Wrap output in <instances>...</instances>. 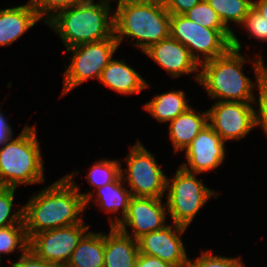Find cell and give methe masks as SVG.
Wrapping results in <instances>:
<instances>
[{
  "label": "cell",
  "mask_w": 267,
  "mask_h": 267,
  "mask_svg": "<svg viewBox=\"0 0 267 267\" xmlns=\"http://www.w3.org/2000/svg\"><path fill=\"white\" fill-rule=\"evenodd\" d=\"M72 172L41 189L23 208V222L28 239L35 234L83 221L85 200L75 184Z\"/></svg>",
  "instance_id": "6da1fadb"
},
{
  "label": "cell",
  "mask_w": 267,
  "mask_h": 267,
  "mask_svg": "<svg viewBox=\"0 0 267 267\" xmlns=\"http://www.w3.org/2000/svg\"><path fill=\"white\" fill-rule=\"evenodd\" d=\"M239 38L233 34L231 48L222 56L200 64L198 83L207 91L211 99L231 102H254L252 89L256 88L260 79V64L252 59L256 76V84L243 73V64L246 63ZM219 98V99H218Z\"/></svg>",
  "instance_id": "7a4b0ae2"
},
{
  "label": "cell",
  "mask_w": 267,
  "mask_h": 267,
  "mask_svg": "<svg viewBox=\"0 0 267 267\" xmlns=\"http://www.w3.org/2000/svg\"><path fill=\"white\" fill-rule=\"evenodd\" d=\"M114 12V36L120 45L124 37L136 40L142 52L170 36L171 14L161 0H120Z\"/></svg>",
  "instance_id": "3957f363"
},
{
  "label": "cell",
  "mask_w": 267,
  "mask_h": 267,
  "mask_svg": "<svg viewBox=\"0 0 267 267\" xmlns=\"http://www.w3.org/2000/svg\"><path fill=\"white\" fill-rule=\"evenodd\" d=\"M110 4L109 0H87L58 11L46 24L59 34L66 49L111 38L114 15Z\"/></svg>",
  "instance_id": "277c9868"
},
{
  "label": "cell",
  "mask_w": 267,
  "mask_h": 267,
  "mask_svg": "<svg viewBox=\"0 0 267 267\" xmlns=\"http://www.w3.org/2000/svg\"><path fill=\"white\" fill-rule=\"evenodd\" d=\"M36 125H26L15 139L0 147V186L44 183V171Z\"/></svg>",
  "instance_id": "5b68a950"
},
{
  "label": "cell",
  "mask_w": 267,
  "mask_h": 267,
  "mask_svg": "<svg viewBox=\"0 0 267 267\" xmlns=\"http://www.w3.org/2000/svg\"><path fill=\"white\" fill-rule=\"evenodd\" d=\"M196 175L179 167L172 179L167 177L166 204L172 223L189 227L207 200L218 197L219 194L206 187Z\"/></svg>",
  "instance_id": "8992f818"
},
{
  "label": "cell",
  "mask_w": 267,
  "mask_h": 267,
  "mask_svg": "<svg viewBox=\"0 0 267 267\" xmlns=\"http://www.w3.org/2000/svg\"><path fill=\"white\" fill-rule=\"evenodd\" d=\"M170 36L201 64L224 55L231 48L233 33L229 29L206 28L185 15H171Z\"/></svg>",
  "instance_id": "52a82bcc"
},
{
  "label": "cell",
  "mask_w": 267,
  "mask_h": 267,
  "mask_svg": "<svg viewBox=\"0 0 267 267\" xmlns=\"http://www.w3.org/2000/svg\"><path fill=\"white\" fill-rule=\"evenodd\" d=\"M119 44L115 36L100 41L85 43L66 49L72 53L69 66L63 73V90L61 96L89 79H100L102 70L113 58Z\"/></svg>",
  "instance_id": "ba28073f"
},
{
  "label": "cell",
  "mask_w": 267,
  "mask_h": 267,
  "mask_svg": "<svg viewBox=\"0 0 267 267\" xmlns=\"http://www.w3.org/2000/svg\"><path fill=\"white\" fill-rule=\"evenodd\" d=\"M125 160L127 168L121 169V176L129 184L132 196L164 198L167 176L140 141L131 146Z\"/></svg>",
  "instance_id": "9c48e42d"
},
{
  "label": "cell",
  "mask_w": 267,
  "mask_h": 267,
  "mask_svg": "<svg viewBox=\"0 0 267 267\" xmlns=\"http://www.w3.org/2000/svg\"><path fill=\"white\" fill-rule=\"evenodd\" d=\"M90 226L81 223L43 231L29 240V248L39 257L58 267H65L78 242Z\"/></svg>",
  "instance_id": "30bf717a"
},
{
  "label": "cell",
  "mask_w": 267,
  "mask_h": 267,
  "mask_svg": "<svg viewBox=\"0 0 267 267\" xmlns=\"http://www.w3.org/2000/svg\"><path fill=\"white\" fill-rule=\"evenodd\" d=\"M254 102L215 101L208 111V124L226 143L242 140L255 128Z\"/></svg>",
  "instance_id": "8fae6325"
},
{
  "label": "cell",
  "mask_w": 267,
  "mask_h": 267,
  "mask_svg": "<svg viewBox=\"0 0 267 267\" xmlns=\"http://www.w3.org/2000/svg\"><path fill=\"white\" fill-rule=\"evenodd\" d=\"M162 199L132 196L127 214L116 228L136 240L144 234L163 229L168 225L165 223L168 210ZM127 227L132 228V235L127 231Z\"/></svg>",
  "instance_id": "7c38bea8"
},
{
  "label": "cell",
  "mask_w": 267,
  "mask_h": 267,
  "mask_svg": "<svg viewBox=\"0 0 267 267\" xmlns=\"http://www.w3.org/2000/svg\"><path fill=\"white\" fill-rule=\"evenodd\" d=\"M186 228L172 223L144 234L137 239L139 253L157 257L174 267H188L189 258L181 239Z\"/></svg>",
  "instance_id": "4fadbf2b"
},
{
  "label": "cell",
  "mask_w": 267,
  "mask_h": 267,
  "mask_svg": "<svg viewBox=\"0 0 267 267\" xmlns=\"http://www.w3.org/2000/svg\"><path fill=\"white\" fill-rule=\"evenodd\" d=\"M224 143L207 124L184 150L187 162L182 163L180 167L196 174L216 169L222 164L226 155Z\"/></svg>",
  "instance_id": "5bb4252c"
},
{
  "label": "cell",
  "mask_w": 267,
  "mask_h": 267,
  "mask_svg": "<svg viewBox=\"0 0 267 267\" xmlns=\"http://www.w3.org/2000/svg\"><path fill=\"white\" fill-rule=\"evenodd\" d=\"M144 54L165 69L173 78L196 73L195 80H199L200 64L184 45L171 36L151 45L144 51Z\"/></svg>",
  "instance_id": "9a60e30c"
},
{
  "label": "cell",
  "mask_w": 267,
  "mask_h": 267,
  "mask_svg": "<svg viewBox=\"0 0 267 267\" xmlns=\"http://www.w3.org/2000/svg\"><path fill=\"white\" fill-rule=\"evenodd\" d=\"M123 184L124 181L120 175L114 182L95 189L94 192H96V194H93L91 191L88 193L80 192L85 200V209H87L88 204L94 200L93 202L97 203V205H99L105 212H121L122 216L118 217L117 215L115 220L109 216L110 227H116L121 219L127 214L129 202L132 198L130 190L127 187H124ZM93 196H96L95 199Z\"/></svg>",
  "instance_id": "2e32d148"
},
{
  "label": "cell",
  "mask_w": 267,
  "mask_h": 267,
  "mask_svg": "<svg viewBox=\"0 0 267 267\" xmlns=\"http://www.w3.org/2000/svg\"><path fill=\"white\" fill-rule=\"evenodd\" d=\"M41 18L30 1L21 6L0 10V46H8L21 37Z\"/></svg>",
  "instance_id": "e0dca14e"
},
{
  "label": "cell",
  "mask_w": 267,
  "mask_h": 267,
  "mask_svg": "<svg viewBox=\"0 0 267 267\" xmlns=\"http://www.w3.org/2000/svg\"><path fill=\"white\" fill-rule=\"evenodd\" d=\"M99 81L106 87L120 94H138L149 84L136 70L121 61L111 59L102 70Z\"/></svg>",
  "instance_id": "ac0fdd59"
},
{
  "label": "cell",
  "mask_w": 267,
  "mask_h": 267,
  "mask_svg": "<svg viewBox=\"0 0 267 267\" xmlns=\"http://www.w3.org/2000/svg\"><path fill=\"white\" fill-rule=\"evenodd\" d=\"M138 242L116 227L104 233V267H135Z\"/></svg>",
  "instance_id": "d6986e66"
},
{
  "label": "cell",
  "mask_w": 267,
  "mask_h": 267,
  "mask_svg": "<svg viewBox=\"0 0 267 267\" xmlns=\"http://www.w3.org/2000/svg\"><path fill=\"white\" fill-rule=\"evenodd\" d=\"M169 136L174 152L185 150L192 140L208 124V111L196 112L191 106L187 111L169 122Z\"/></svg>",
  "instance_id": "ffe728a7"
},
{
  "label": "cell",
  "mask_w": 267,
  "mask_h": 267,
  "mask_svg": "<svg viewBox=\"0 0 267 267\" xmlns=\"http://www.w3.org/2000/svg\"><path fill=\"white\" fill-rule=\"evenodd\" d=\"M65 267H104V233L87 231Z\"/></svg>",
  "instance_id": "44dd1931"
},
{
  "label": "cell",
  "mask_w": 267,
  "mask_h": 267,
  "mask_svg": "<svg viewBox=\"0 0 267 267\" xmlns=\"http://www.w3.org/2000/svg\"><path fill=\"white\" fill-rule=\"evenodd\" d=\"M185 95L182 90H171L155 95L152 100L143 105V108L157 121L161 123L170 122L191 107L187 103L188 100Z\"/></svg>",
  "instance_id": "7402d4cb"
},
{
  "label": "cell",
  "mask_w": 267,
  "mask_h": 267,
  "mask_svg": "<svg viewBox=\"0 0 267 267\" xmlns=\"http://www.w3.org/2000/svg\"><path fill=\"white\" fill-rule=\"evenodd\" d=\"M208 4L216 11L218 17L233 34V29L228 23L233 22L241 25L245 16L253 7V0H206Z\"/></svg>",
  "instance_id": "603a6c76"
},
{
  "label": "cell",
  "mask_w": 267,
  "mask_h": 267,
  "mask_svg": "<svg viewBox=\"0 0 267 267\" xmlns=\"http://www.w3.org/2000/svg\"><path fill=\"white\" fill-rule=\"evenodd\" d=\"M95 162L86 176L87 181L93 186V190L114 182L121 175V160L101 159V161Z\"/></svg>",
  "instance_id": "cb8c5ba5"
},
{
  "label": "cell",
  "mask_w": 267,
  "mask_h": 267,
  "mask_svg": "<svg viewBox=\"0 0 267 267\" xmlns=\"http://www.w3.org/2000/svg\"><path fill=\"white\" fill-rule=\"evenodd\" d=\"M19 248L24 253L29 248L24 224H14L0 228V256L13 253Z\"/></svg>",
  "instance_id": "d4e9b609"
},
{
  "label": "cell",
  "mask_w": 267,
  "mask_h": 267,
  "mask_svg": "<svg viewBox=\"0 0 267 267\" xmlns=\"http://www.w3.org/2000/svg\"><path fill=\"white\" fill-rule=\"evenodd\" d=\"M15 191V187L0 186V228L14 224H24L23 208L12 213Z\"/></svg>",
  "instance_id": "484cf974"
},
{
  "label": "cell",
  "mask_w": 267,
  "mask_h": 267,
  "mask_svg": "<svg viewBox=\"0 0 267 267\" xmlns=\"http://www.w3.org/2000/svg\"><path fill=\"white\" fill-rule=\"evenodd\" d=\"M189 20L194 21L206 28L227 29L216 11L208 4L206 0H201L192 9L184 14Z\"/></svg>",
  "instance_id": "4316f807"
},
{
  "label": "cell",
  "mask_w": 267,
  "mask_h": 267,
  "mask_svg": "<svg viewBox=\"0 0 267 267\" xmlns=\"http://www.w3.org/2000/svg\"><path fill=\"white\" fill-rule=\"evenodd\" d=\"M194 260L189 259L188 267H245L241 257L215 256L213 251L209 250L201 252V255Z\"/></svg>",
  "instance_id": "83f0119b"
},
{
  "label": "cell",
  "mask_w": 267,
  "mask_h": 267,
  "mask_svg": "<svg viewBox=\"0 0 267 267\" xmlns=\"http://www.w3.org/2000/svg\"><path fill=\"white\" fill-rule=\"evenodd\" d=\"M38 16L46 23L58 11L87 0H29ZM44 18V19H43Z\"/></svg>",
  "instance_id": "f1b7e54d"
},
{
  "label": "cell",
  "mask_w": 267,
  "mask_h": 267,
  "mask_svg": "<svg viewBox=\"0 0 267 267\" xmlns=\"http://www.w3.org/2000/svg\"><path fill=\"white\" fill-rule=\"evenodd\" d=\"M249 31L251 37H255L262 42H267V21L266 18L257 12L253 7L245 16L243 23L240 25Z\"/></svg>",
  "instance_id": "f546056e"
},
{
  "label": "cell",
  "mask_w": 267,
  "mask_h": 267,
  "mask_svg": "<svg viewBox=\"0 0 267 267\" xmlns=\"http://www.w3.org/2000/svg\"><path fill=\"white\" fill-rule=\"evenodd\" d=\"M256 87L259 89V96L258 100H254V104L258 101V109L254 111L255 127L260 126L267 135V82L259 79Z\"/></svg>",
  "instance_id": "4dcf8cb0"
},
{
  "label": "cell",
  "mask_w": 267,
  "mask_h": 267,
  "mask_svg": "<svg viewBox=\"0 0 267 267\" xmlns=\"http://www.w3.org/2000/svg\"><path fill=\"white\" fill-rule=\"evenodd\" d=\"M11 267H58L57 265L39 258L30 248L21 253L17 262H13Z\"/></svg>",
  "instance_id": "1f68e13d"
},
{
  "label": "cell",
  "mask_w": 267,
  "mask_h": 267,
  "mask_svg": "<svg viewBox=\"0 0 267 267\" xmlns=\"http://www.w3.org/2000/svg\"><path fill=\"white\" fill-rule=\"evenodd\" d=\"M171 15H184L201 0H161Z\"/></svg>",
  "instance_id": "d6a6232c"
},
{
  "label": "cell",
  "mask_w": 267,
  "mask_h": 267,
  "mask_svg": "<svg viewBox=\"0 0 267 267\" xmlns=\"http://www.w3.org/2000/svg\"><path fill=\"white\" fill-rule=\"evenodd\" d=\"M135 267H174L157 257L139 253L136 259Z\"/></svg>",
  "instance_id": "836d02e7"
},
{
  "label": "cell",
  "mask_w": 267,
  "mask_h": 267,
  "mask_svg": "<svg viewBox=\"0 0 267 267\" xmlns=\"http://www.w3.org/2000/svg\"><path fill=\"white\" fill-rule=\"evenodd\" d=\"M13 129L7 122L6 117L0 112V147L13 138Z\"/></svg>",
  "instance_id": "e575fe53"
},
{
  "label": "cell",
  "mask_w": 267,
  "mask_h": 267,
  "mask_svg": "<svg viewBox=\"0 0 267 267\" xmlns=\"http://www.w3.org/2000/svg\"><path fill=\"white\" fill-rule=\"evenodd\" d=\"M253 8L262 14L267 21V0H253Z\"/></svg>",
  "instance_id": "d590c367"
},
{
  "label": "cell",
  "mask_w": 267,
  "mask_h": 267,
  "mask_svg": "<svg viewBox=\"0 0 267 267\" xmlns=\"http://www.w3.org/2000/svg\"><path fill=\"white\" fill-rule=\"evenodd\" d=\"M258 58H259V64H260V80L263 82H267V66H265L264 60L261 54H258Z\"/></svg>",
  "instance_id": "8d00e7d4"
}]
</instances>
